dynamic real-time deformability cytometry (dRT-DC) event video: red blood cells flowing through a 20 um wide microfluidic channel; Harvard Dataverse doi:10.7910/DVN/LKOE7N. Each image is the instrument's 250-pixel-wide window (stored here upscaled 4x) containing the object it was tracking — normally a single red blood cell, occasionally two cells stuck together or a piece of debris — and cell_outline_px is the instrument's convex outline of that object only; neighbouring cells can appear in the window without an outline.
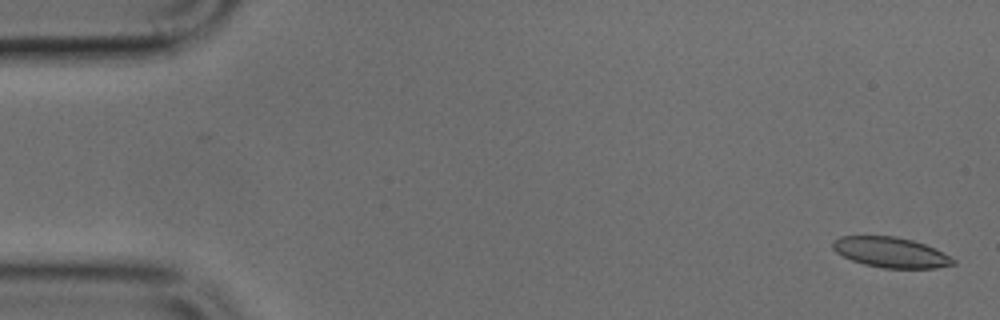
{"species": "common noctule bat (a hibernating species)", "species_latin": "Nyctalus noctula", "temperature_condition": "cold", "stored_images_in_passage": 5, "camera_frame_rate_fps": 3000, "um_per_image_px": 0.085, "animal": {"sex": "male", "body_mass_g": 17.9, "forearm_length_mm": 54.2}, "frame": {"image": 1, "passage_image": 1, "time_ms": 0.0, "image_size_px": [1000, 320], "cell_outline_px": [[956, 264], [936, 268], [884, 268], [864, 264], [852, 260], [836, 252], [832, 248], [832, 240], [840, 236], [896, 236], [912, 240], [924, 244], [944, 252], [956, 260]], "centroid_in_image_um": [75.73, 21.45], "position_along_channel_um": 9.3, "area_um2": 21.33}}
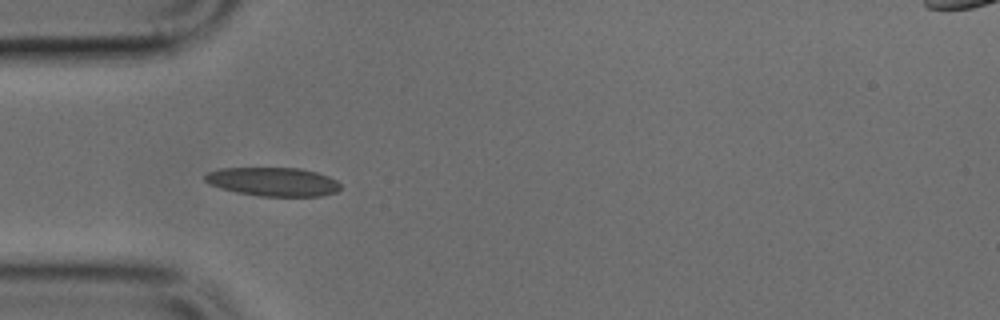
{"frame": {"image": 2, "passage_image": 4, "time_ms": 1.0, "image_size_px": [1000, 320], "cell_outline_px": [[340, 188], [336, 192], [320, 196], [260, 196], [236, 192], [220, 188], [208, 184], [204, 180], [204, 176], [208, 172], [220, 168], [300, 168], [316, 172], [328, 176], [336, 180], [340, 184]], "centroid_in_image_um": [23.19, 15.45], "position_along_channel_um": 61.8, "area_um2": 22.72}}